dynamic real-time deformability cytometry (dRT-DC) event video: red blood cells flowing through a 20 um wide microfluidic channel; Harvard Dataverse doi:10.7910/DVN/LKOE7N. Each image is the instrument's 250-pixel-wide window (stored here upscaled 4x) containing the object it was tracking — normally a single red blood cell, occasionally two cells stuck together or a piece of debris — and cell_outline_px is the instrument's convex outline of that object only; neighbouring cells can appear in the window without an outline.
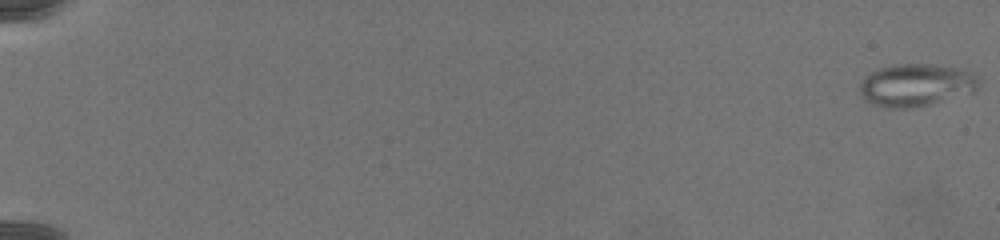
{"species": "common noctule bat (a hibernating species)", "species_latin": "Nyctalus noctula", "temperature_condition": "warm", "stored_images_in_passage": 76, "camera_frame_rate_fps": 3000, "um_per_image_px": 0.085, "animal": {"sex": "female", "body_mass_g": 19.5, "forearm_length_mm": 54.1}, "frame": {"image": 1, "passage_image": 1, "time_ms": 0.0, "image_size_px": [1000, 240], "cell_outline_px": [[980, 80], [976, 88], [972, 92], [932, 104], [912, 108], [884, 108], [872, 104], [864, 100], [860, 92], [860, 80], [864, 76], [880, 68], [896, 64], [936, 64], [956, 68], [972, 72]], "centroid_in_image_um": [77.83, 7.24], "position_along_channel_um": 7.2, "area_um2": 29.65}}
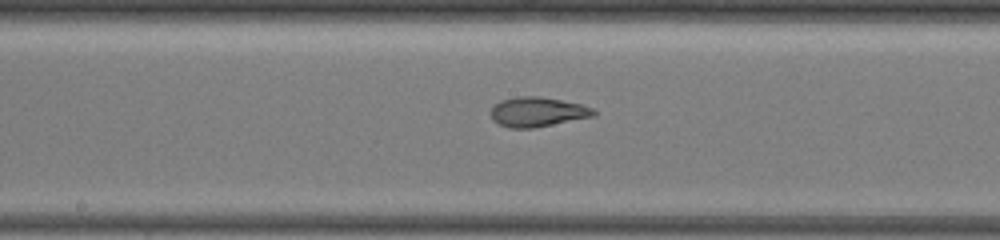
{"frame": {"image": 2, "passage_image": 44, "time_ms": 14.333, "image_size_px": [1000, 240], "cell_outline_px": [[596, 116], [532, 128], [508, 128], [492, 120], [492, 108], [500, 100], [520, 96], [536, 96], [560, 100], [580, 104], [592, 108], [596, 112]], "centroid_in_image_um": [45.69, 9.52], "position_along_channel_um": 202.5, "area_um2": 17.57}}
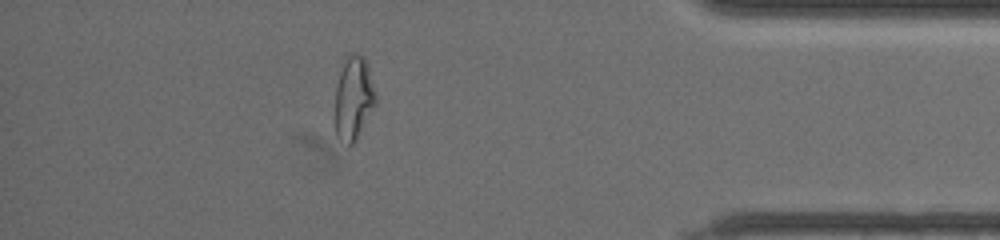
{"frame": {"image": 3, "passage_image": 68, "time_ms": 22.333, "image_size_px": [1000, 240], "cell_outline_px": [[376, 104], [356, 140], [348, 148], [336, 136], [336, 88], [344, 56], [352, 52], [364, 56], [368, 64], [376, 96]], "centroid_in_image_um": [30.06, 8.33], "position_along_channel_um": 405.1, "area_um2": 19.94}}